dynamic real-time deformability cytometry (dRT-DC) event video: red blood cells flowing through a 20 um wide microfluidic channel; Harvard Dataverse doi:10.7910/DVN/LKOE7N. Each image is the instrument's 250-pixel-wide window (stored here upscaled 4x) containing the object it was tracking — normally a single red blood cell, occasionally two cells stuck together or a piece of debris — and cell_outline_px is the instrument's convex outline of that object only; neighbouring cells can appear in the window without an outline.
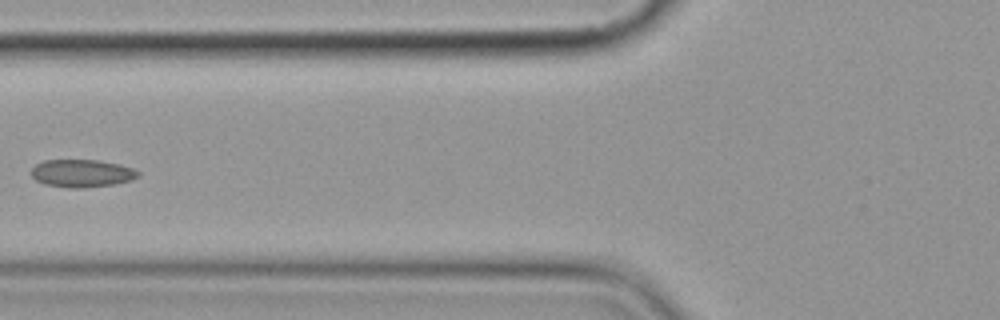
{"species": "common noctule bat (a hibernating species)", "species_latin": "Nyctalus noctula", "temperature_condition": "cold", "stored_images_in_passage": 9, "camera_frame_rate_fps": 3000, "um_per_image_px": 0.085, "animal": {"sex": "female", "body_mass_g": 19.9}, "frame": {"image": 1, "passage_image": 6, "time_ms": 7.0, "image_size_px": [1000, 320], "cell_outline_px": [[140, 176], [132, 180], [116, 184], [84, 188], [68, 188], [44, 184], [36, 180], [32, 176], [32, 168], [36, 164], [44, 160], [100, 160], [120, 164], [132, 168], [140, 172]], "centroid_in_image_um": [6.99, 14.73], "position_along_channel_um": 118.8, "area_um2": 17.46}}
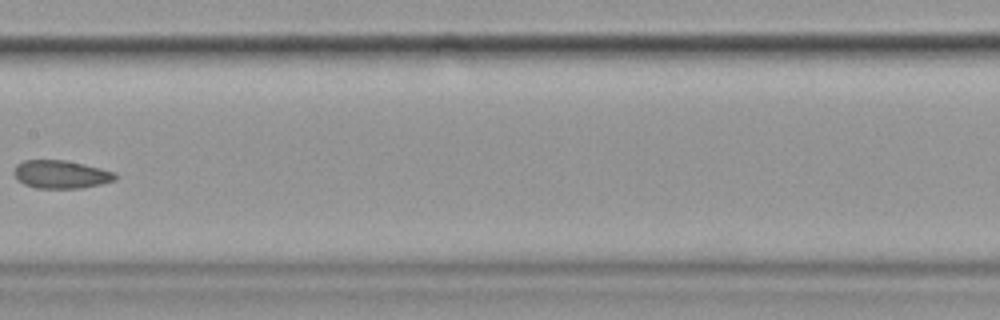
{"frame": {"image": 2, "passage_image": 8, "time_ms": 9.333, "image_size_px": [1000, 320], "cell_outline_px": [[116, 180], [100, 184], [80, 188], [36, 188], [24, 184], [12, 172], [16, 164], [24, 160], [64, 160], [84, 164], [116, 172]], "centroid_in_image_um": [5.18, 14.81], "position_along_channel_um": 202.2, "area_um2": 16.53}}
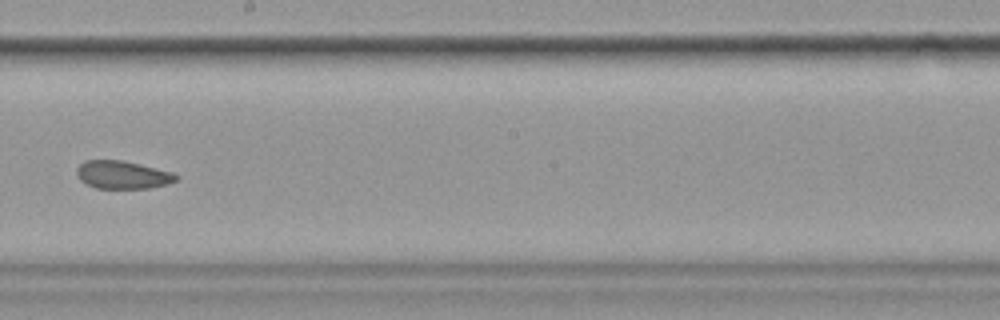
{"frame": {"image": 3, "passage_image": 9, "time_ms": 10.333, "image_size_px": [1000, 320], "cell_outline_px": [[180, 176], [176, 180], [164, 184], [148, 188], [96, 188], [80, 180], [76, 172], [76, 168], [84, 160], [120, 160], [140, 164], [172, 172]], "centroid_in_image_um": [10.39, 14.85], "position_along_channel_um": 237.8, "area_um2": 16.01}}